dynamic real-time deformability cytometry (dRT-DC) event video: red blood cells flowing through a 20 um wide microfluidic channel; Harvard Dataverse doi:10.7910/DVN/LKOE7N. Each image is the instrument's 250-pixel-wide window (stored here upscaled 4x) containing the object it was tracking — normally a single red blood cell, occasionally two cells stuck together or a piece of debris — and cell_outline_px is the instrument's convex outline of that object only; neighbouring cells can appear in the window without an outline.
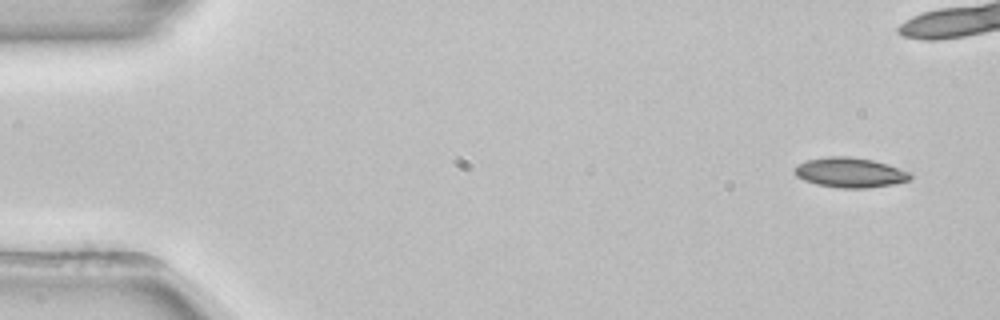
{"species": "common noctule bat (a hibernating species)", "species_latin": "Nyctalus noctula", "temperature_condition": "room temperature", "stored_images_in_passage": 52, "camera_frame_rate_fps": 3000, "um_per_image_px": 0.085, "animal": {"sex": "female", "body_mass_g": 22.7, "forearm_length_mm": 54.2}, "frame": {"image": 1, "passage_image": 1, "time_ms": 0.0, "image_size_px": [1000, 320], "cell_outline_px": [[912, 180], [892, 184], [868, 188], [840, 188], [816, 184], [804, 180], [796, 176], [792, 168], [796, 164], [808, 160], [824, 156], [852, 156], [872, 160], [888, 164], [912, 172]], "centroid_in_image_um": [72.25, 14.66], "position_along_channel_um": 12.7, "area_um2": 20.52}}